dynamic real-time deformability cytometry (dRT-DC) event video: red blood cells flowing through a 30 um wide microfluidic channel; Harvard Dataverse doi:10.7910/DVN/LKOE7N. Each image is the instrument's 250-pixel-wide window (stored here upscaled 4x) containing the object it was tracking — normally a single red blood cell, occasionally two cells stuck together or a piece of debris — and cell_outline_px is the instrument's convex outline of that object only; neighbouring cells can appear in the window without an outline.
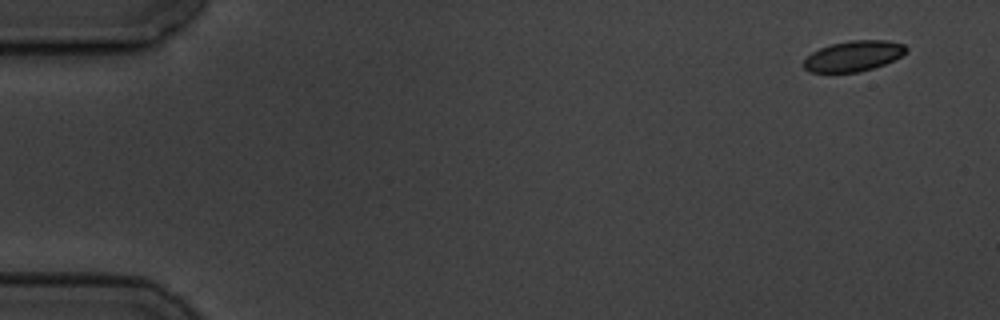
{"species": "common noctule bat (a hibernating species)", "species_latin": "Nyctalus noctula", "temperature_condition": "cold", "stored_images_in_passage": 5, "camera_frame_rate_fps": 3000, "um_per_image_px": 0.085, "animal": {"sex": "male", "body_mass_g": 19.5, "forearm_length_mm": 54.6}, "frame": {"image": 1, "passage_image": 1, "time_ms": 0.0, "image_size_px": [1000, 320], "cell_outline_px": [[908, 52], [884, 64], [860, 72], [812, 72], [804, 68], [804, 60], [812, 52], [820, 48], [832, 44], [848, 40], [888, 40], [904, 44], [908, 48]], "centroid_in_image_um": [72.57, 4.75], "position_along_channel_um": 12.4, "area_um2": 18.15}}
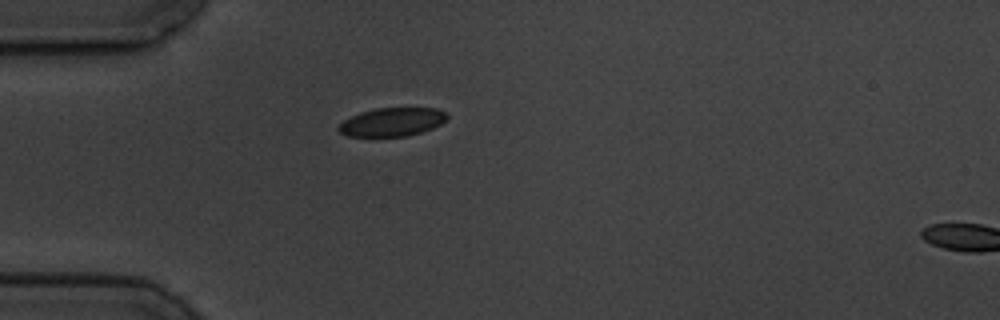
{"frame": {"image": 2, "passage_image": 4, "time_ms": 4.333, "image_size_px": [1000, 320], "cell_outline_px": [[448, 120], [432, 128], [420, 132], [404, 136], [348, 136], [340, 132], [336, 128], [344, 120], [360, 112], [376, 108], [436, 108], [444, 112], [448, 116]], "centroid_in_image_um": [33.33, 10.36], "position_along_channel_um": 51.7, "area_um2": 17.86}}